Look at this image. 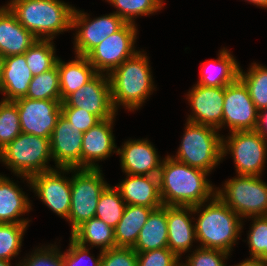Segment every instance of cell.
I'll return each instance as SVG.
<instances>
[{"instance_id": "obj_1", "label": "cell", "mask_w": 267, "mask_h": 266, "mask_svg": "<svg viewBox=\"0 0 267 266\" xmlns=\"http://www.w3.org/2000/svg\"><path fill=\"white\" fill-rule=\"evenodd\" d=\"M208 172L191 167L167 155L159 170V190L163 205L196 206L216 195ZM213 185V186H212Z\"/></svg>"}, {"instance_id": "obj_2", "label": "cell", "mask_w": 267, "mask_h": 266, "mask_svg": "<svg viewBox=\"0 0 267 266\" xmlns=\"http://www.w3.org/2000/svg\"><path fill=\"white\" fill-rule=\"evenodd\" d=\"M205 203L207 202L193 206V214L199 213L194 218L196 243L198 241L201 244L198 247L218 249L231 254L232 247L241 236L243 219L217 195Z\"/></svg>"}, {"instance_id": "obj_3", "label": "cell", "mask_w": 267, "mask_h": 266, "mask_svg": "<svg viewBox=\"0 0 267 266\" xmlns=\"http://www.w3.org/2000/svg\"><path fill=\"white\" fill-rule=\"evenodd\" d=\"M142 52L144 51L139 50L108 75L112 103L116 112L121 105L124 109L134 112L143 106L145 100L156 89L149 57Z\"/></svg>"}, {"instance_id": "obj_4", "label": "cell", "mask_w": 267, "mask_h": 266, "mask_svg": "<svg viewBox=\"0 0 267 266\" xmlns=\"http://www.w3.org/2000/svg\"><path fill=\"white\" fill-rule=\"evenodd\" d=\"M6 6L37 39L53 40L71 30L75 7L62 0H10Z\"/></svg>"}, {"instance_id": "obj_5", "label": "cell", "mask_w": 267, "mask_h": 266, "mask_svg": "<svg viewBox=\"0 0 267 266\" xmlns=\"http://www.w3.org/2000/svg\"><path fill=\"white\" fill-rule=\"evenodd\" d=\"M52 159L50 138L20 133L1 150L0 162L31 187L30 178L56 168L50 167Z\"/></svg>"}, {"instance_id": "obj_6", "label": "cell", "mask_w": 267, "mask_h": 266, "mask_svg": "<svg viewBox=\"0 0 267 266\" xmlns=\"http://www.w3.org/2000/svg\"><path fill=\"white\" fill-rule=\"evenodd\" d=\"M175 160L208 173L223 160L222 135L216 128L186 122Z\"/></svg>"}, {"instance_id": "obj_7", "label": "cell", "mask_w": 267, "mask_h": 266, "mask_svg": "<svg viewBox=\"0 0 267 266\" xmlns=\"http://www.w3.org/2000/svg\"><path fill=\"white\" fill-rule=\"evenodd\" d=\"M222 187H216V195L243 220L267 215V184L261 176L237 175Z\"/></svg>"}, {"instance_id": "obj_8", "label": "cell", "mask_w": 267, "mask_h": 266, "mask_svg": "<svg viewBox=\"0 0 267 266\" xmlns=\"http://www.w3.org/2000/svg\"><path fill=\"white\" fill-rule=\"evenodd\" d=\"M71 203L67 221L71 233L82 223L95 217L101 192L108 185L100 168H69Z\"/></svg>"}, {"instance_id": "obj_9", "label": "cell", "mask_w": 267, "mask_h": 266, "mask_svg": "<svg viewBox=\"0 0 267 266\" xmlns=\"http://www.w3.org/2000/svg\"><path fill=\"white\" fill-rule=\"evenodd\" d=\"M230 133L227 139L222 136V159L228 153L232 154L237 175L262 176L267 160V141L255 130Z\"/></svg>"}, {"instance_id": "obj_10", "label": "cell", "mask_w": 267, "mask_h": 266, "mask_svg": "<svg viewBox=\"0 0 267 266\" xmlns=\"http://www.w3.org/2000/svg\"><path fill=\"white\" fill-rule=\"evenodd\" d=\"M137 32L136 24L126 23L120 30L106 37L85 57L97 73L109 75L138 52L135 49Z\"/></svg>"}, {"instance_id": "obj_11", "label": "cell", "mask_w": 267, "mask_h": 266, "mask_svg": "<svg viewBox=\"0 0 267 266\" xmlns=\"http://www.w3.org/2000/svg\"><path fill=\"white\" fill-rule=\"evenodd\" d=\"M74 8L71 30L74 35V52L78 56H86L94 47L109 35L120 30L126 22L117 14L110 13L90 19L89 14Z\"/></svg>"}, {"instance_id": "obj_12", "label": "cell", "mask_w": 267, "mask_h": 266, "mask_svg": "<svg viewBox=\"0 0 267 266\" xmlns=\"http://www.w3.org/2000/svg\"><path fill=\"white\" fill-rule=\"evenodd\" d=\"M69 168H56L30 178L31 190L51 211L68 219L71 203V177Z\"/></svg>"}, {"instance_id": "obj_13", "label": "cell", "mask_w": 267, "mask_h": 266, "mask_svg": "<svg viewBox=\"0 0 267 266\" xmlns=\"http://www.w3.org/2000/svg\"><path fill=\"white\" fill-rule=\"evenodd\" d=\"M19 112L21 132L51 138L61 116V100L19 98L14 101Z\"/></svg>"}, {"instance_id": "obj_14", "label": "cell", "mask_w": 267, "mask_h": 266, "mask_svg": "<svg viewBox=\"0 0 267 266\" xmlns=\"http://www.w3.org/2000/svg\"><path fill=\"white\" fill-rule=\"evenodd\" d=\"M257 118L258 110L239 77L224 87L223 127L228 126L230 132L254 130Z\"/></svg>"}, {"instance_id": "obj_15", "label": "cell", "mask_w": 267, "mask_h": 266, "mask_svg": "<svg viewBox=\"0 0 267 266\" xmlns=\"http://www.w3.org/2000/svg\"><path fill=\"white\" fill-rule=\"evenodd\" d=\"M61 107H77L85 109L105 120L117 115L111 97V86L107 74L97 73L90 81L70 94Z\"/></svg>"}, {"instance_id": "obj_16", "label": "cell", "mask_w": 267, "mask_h": 266, "mask_svg": "<svg viewBox=\"0 0 267 266\" xmlns=\"http://www.w3.org/2000/svg\"><path fill=\"white\" fill-rule=\"evenodd\" d=\"M186 99L192 110L187 117L188 122L207 125L219 131L223 128L224 87L195 84Z\"/></svg>"}, {"instance_id": "obj_17", "label": "cell", "mask_w": 267, "mask_h": 266, "mask_svg": "<svg viewBox=\"0 0 267 266\" xmlns=\"http://www.w3.org/2000/svg\"><path fill=\"white\" fill-rule=\"evenodd\" d=\"M82 139L83 133L61 115L50 138L56 168H81Z\"/></svg>"}, {"instance_id": "obj_18", "label": "cell", "mask_w": 267, "mask_h": 266, "mask_svg": "<svg viewBox=\"0 0 267 266\" xmlns=\"http://www.w3.org/2000/svg\"><path fill=\"white\" fill-rule=\"evenodd\" d=\"M115 117L101 120L83 133L81 148V168H100L98 161L117 154V146L113 135Z\"/></svg>"}, {"instance_id": "obj_19", "label": "cell", "mask_w": 267, "mask_h": 266, "mask_svg": "<svg viewBox=\"0 0 267 266\" xmlns=\"http://www.w3.org/2000/svg\"><path fill=\"white\" fill-rule=\"evenodd\" d=\"M117 149L122 172L131 175H158L163 159L148 139L127 140Z\"/></svg>"}, {"instance_id": "obj_20", "label": "cell", "mask_w": 267, "mask_h": 266, "mask_svg": "<svg viewBox=\"0 0 267 266\" xmlns=\"http://www.w3.org/2000/svg\"><path fill=\"white\" fill-rule=\"evenodd\" d=\"M192 206H167L168 248L179 258L196 240Z\"/></svg>"}, {"instance_id": "obj_21", "label": "cell", "mask_w": 267, "mask_h": 266, "mask_svg": "<svg viewBox=\"0 0 267 266\" xmlns=\"http://www.w3.org/2000/svg\"><path fill=\"white\" fill-rule=\"evenodd\" d=\"M126 205H140L152 209L163 206L158 175H131L115 185Z\"/></svg>"}, {"instance_id": "obj_22", "label": "cell", "mask_w": 267, "mask_h": 266, "mask_svg": "<svg viewBox=\"0 0 267 266\" xmlns=\"http://www.w3.org/2000/svg\"><path fill=\"white\" fill-rule=\"evenodd\" d=\"M37 38L22 26L10 9L0 6V54H24Z\"/></svg>"}, {"instance_id": "obj_23", "label": "cell", "mask_w": 267, "mask_h": 266, "mask_svg": "<svg viewBox=\"0 0 267 266\" xmlns=\"http://www.w3.org/2000/svg\"><path fill=\"white\" fill-rule=\"evenodd\" d=\"M33 74L24 54L5 57L0 80V93L4 101H15L26 96Z\"/></svg>"}, {"instance_id": "obj_24", "label": "cell", "mask_w": 267, "mask_h": 266, "mask_svg": "<svg viewBox=\"0 0 267 266\" xmlns=\"http://www.w3.org/2000/svg\"><path fill=\"white\" fill-rule=\"evenodd\" d=\"M31 209V202L22 188L0 174V223H29L31 220L20 217Z\"/></svg>"}, {"instance_id": "obj_25", "label": "cell", "mask_w": 267, "mask_h": 266, "mask_svg": "<svg viewBox=\"0 0 267 266\" xmlns=\"http://www.w3.org/2000/svg\"><path fill=\"white\" fill-rule=\"evenodd\" d=\"M203 64H201L203 68H200L198 85L225 87L239 77L240 64L226 48L219 51L216 60L205 61Z\"/></svg>"}, {"instance_id": "obj_26", "label": "cell", "mask_w": 267, "mask_h": 266, "mask_svg": "<svg viewBox=\"0 0 267 266\" xmlns=\"http://www.w3.org/2000/svg\"><path fill=\"white\" fill-rule=\"evenodd\" d=\"M56 65L59 72L61 102L97 74L85 56L76 55L75 59L69 62L58 58Z\"/></svg>"}, {"instance_id": "obj_27", "label": "cell", "mask_w": 267, "mask_h": 266, "mask_svg": "<svg viewBox=\"0 0 267 266\" xmlns=\"http://www.w3.org/2000/svg\"><path fill=\"white\" fill-rule=\"evenodd\" d=\"M168 247L167 206L154 209L144 226L138 239L132 247L136 252H147Z\"/></svg>"}, {"instance_id": "obj_28", "label": "cell", "mask_w": 267, "mask_h": 266, "mask_svg": "<svg viewBox=\"0 0 267 266\" xmlns=\"http://www.w3.org/2000/svg\"><path fill=\"white\" fill-rule=\"evenodd\" d=\"M153 210L146 206L126 205L122 218L114 228L116 247H133Z\"/></svg>"}, {"instance_id": "obj_29", "label": "cell", "mask_w": 267, "mask_h": 266, "mask_svg": "<svg viewBox=\"0 0 267 266\" xmlns=\"http://www.w3.org/2000/svg\"><path fill=\"white\" fill-rule=\"evenodd\" d=\"M71 238L85 247L90 246L93 248L97 246L100 251L116 247L114 229L96 217L78 226L71 233Z\"/></svg>"}, {"instance_id": "obj_30", "label": "cell", "mask_w": 267, "mask_h": 266, "mask_svg": "<svg viewBox=\"0 0 267 266\" xmlns=\"http://www.w3.org/2000/svg\"><path fill=\"white\" fill-rule=\"evenodd\" d=\"M53 40L37 39L24 53L26 63L33 76L51 70L57 64L55 45Z\"/></svg>"}, {"instance_id": "obj_31", "label": "cell", "mask_w": 267, "mask_h": 266, "mask_svg": "<svg viewBox=\"0 0 267 266\" xmlns=\"http://www.w3.org/2000/svg\"><path fill=\"white\" fill-rule=\"evenodd\" d=\"M125 207L119 190L108 184L100 194L95 217L114 229L122 218Z\"/></svg>"}, {"instance_id": "obj_32", "label": "cell", "mask_w": 267, "mask_h": 266, "mask_svg": "<svg viewBox=\"0 0 267 266\" xmlns=\"http://www.w3.org/2000/svg\"><path fill=\"white\" fill-rule=\"evenodd\" d=\"M239 78L248 88L250 97L257 110L260 111L267 107V67L262 64L252 63L249 70L245 73L239 69Z\"/></svg>"}, {"instance_id": "obj_33", "label": "cell", "mask_w": 267, "mask_h": 266, "mask_svg": "<svg viewBox=\"0 0 267 266\" xmlns=\"http://www.w3.org/2000/svg\"><path fill=\"white\" fill-rule=\"evenodd\" d=\"M25 97L30 99L61 100L57 65L49 71L33 76Z\"/></svg>"}, {"instance_id": "obj_34", "label": "cell", "mask_w": 267, "mask_h": 266, "mask_svg": "<svg viewBox=\"0 0 267 266\" xmlns=\"http://www.w3.org/2000/svg\"><path fill=\"white\" fill-rule=\"evenodd\" d=\"M117 9V14L126 23L135 24L138 16L152 15L161 10L164 5L163 0H105ZM135 18V19H134Z\"/></svg>"}, {"instance_id": "obj_35", "label": "cell", "mask_w": 267, "mask_h": 266, "mask_svg": "<svg viewBox=\"0 0 267 266\" xmlns=\"http://www.w3.org/2000/svg\"><path fill=\"white\" fill-rule=\"evenodd\" d=\"M28 224L0 223V260L11 261L19 255Z\"/></svg>"}, {"instance_id": "obj_36", "label": "cell", "mask_w": 267, "mask_h": 266, "mask_svg": "<svg viewBox=\"0 0 267 266\" xmlns=\"http://www.w3.org/2000/svg\"><path fill=\"white\" fill-rule=\"evenodd\" d=\"M21 133L19 112L14 101H0V151Z\"/></svg>"}, {"instance_id": "obj_37", "label": "cell", "mask_w": 267, "mask_h": 266, "mask_svg": "<svg viewBox=\"0 0 267 266\" xmlns=\"http://www.w3.org/2000/svg\"><path fill=\"white\" fill-rule=\"evenodd\" d=\"M249 219L253 221L247 237L250 258H259L267 262V215Z\"/></svg>"}, {"instance_id": "obj_38", "label": "cell", "mask_w": 267, "mask_h": 266, "mask_svg": "<svg viewBox=\"0 0 267 266\" xmlns=\"http://www.w3.org/2000/svg\"><path fill=\"white\" fill-rule=\"evenodd\" d=\"M51 245V246H50ZM35 248L34 253L19 261L20 266H65L64 252L59 251L56 245L50 244Z\"/></svg>"}, {"instance_id": "obj_39", "label": "cell", "mask_w": 267, "mask_h": 266, "mask_svg": "<svg viewBox=\"0 0 267 266\" xmlns=\"http://www.w3.org/2000/svg\"><path fill=\"white\" fill-rule=\"evenodd\" d=\"M194 251L186 257L185 263L181 261V266H226L225 260L230 256L218 249L197 247Z\"/></svg>"}, {"instance_id": "obj_40", "label": "cell", "mask_w": 267, "mask_h": 266, "mask_svg": "<svg viewBox=\"0 0 267 266\" xmlns=\"http://www.w3.org/2000/svg\"><path fill=\"white\" fill-rule=\"evenodd\" d=\"M180 260L168 247L137 252V266H181Z\"/></svg>"}, {"instance_id": "obj_41", "label": "cell", "mask_w": 267, "mask_h": 266, "mask_svg": "<svg viewBox=\"0 0 267 266\" xmlns=\"http://www.w3.org/2000/svg\"><path fill=\"white\" fill-rule=\"evenodd\" d=\"M101 266H137V252L132 247H114L104 250Z\"/></svg>"}, {"instance_id": "obj_42", "label": "cell", "mask_w": 267, "mask_h": 266, "mask_svg": "<svg viewBox=\"0 0 267 266\" xmlns=\"http://www.w3.org/2000/svg\"><path fill=\"white\" fill-rule=\"evenodd\" d=\"M91 249L78 244L70 237L69 248L64 252L65 266H80L85 260H89L92 264L91 266H101L102 251H100L97 258H93L95 256H91L89 252Z\"/></svg>"}, {"instance_id": "obj_43", "label": "cell", "mask_w": 267, "mask_h": 266, "mask_svg": "<svg viewBox=\"0 0 267 266\" xmlns=\"http://www.w3.org/2000/svg\"><path fill=\"white\" fill-rule=\"evenodd\" d=\"M61 115H63L70 123L78 128L82 133L95 126L101 120L82 108L77 107H61Z\"/></svg>"}, {"instance_id": "obj_44", "label": "cell", "mask_w": 267, "mask_h": 266, "mask_svg": "<svg viewBox=\"0 0 267 266\" xmlns=\"http://www.w3.org/2000/svg\"><path fill=\"white\" fill-rule=\"evenodd\" d=\"M254 130L267 141V107L258 111L257 124Z\"/></svg>"}, {"instance_id": "obj_45", "label": "cell", "mask_w": 267, "mask_h": 266, "mask_svg": "<svg viewBox=\"0 0 267 266\" xmlns=\"http://www.w3.org/2000/svg\"><path fill=\"white\" fill-rule=\"evenodd\" d=\"M234 266H267V262L259 258H248Z\"/></svg>"}, {"instance_id": "obj_46", "label": "cell", "mask_w": 267, "mask_h": 266, "mask_svg": "<svg viewBox=\"0 0 267 266\" xmlns=\"http://www.w3.org/2000/svg\"><path fill=\"white\" fill-rule=\"evenodd\" d=\"M247 1L248 3H251V4H254L258 7H261V8H267V0H245Z\"/></svg>"}, {"instance_id": "obj_47", "label": "cell", "mask_w": 267, "mask_h": 266, "mask_svg": "<svg viewBox=\"0 0 267 266\" xmlns=\"http://www.w3.org/2000/svg\"><path fill=\"white\" fill-rule=\"evenodd\" d=\"M4 61H5V57L0 54V80H1L2 71H3V67H4Z\"/></svg>"}, {"instance_id": "obj_48", "label": "cell", "mask_w": 267, "mask_h": 266, "mask_svg": "<svg viewBox=\"0 0 267 266\" xmlns=\"http://www.w3.org/2000/svg\"><path fill=\"white\" fill-rule=\"evenodd\" d=\"M0 266H12L11 265V261H9V260H0ZM17 266H20L19 263L17 264Z\"/></svg>"}]
</instances>
